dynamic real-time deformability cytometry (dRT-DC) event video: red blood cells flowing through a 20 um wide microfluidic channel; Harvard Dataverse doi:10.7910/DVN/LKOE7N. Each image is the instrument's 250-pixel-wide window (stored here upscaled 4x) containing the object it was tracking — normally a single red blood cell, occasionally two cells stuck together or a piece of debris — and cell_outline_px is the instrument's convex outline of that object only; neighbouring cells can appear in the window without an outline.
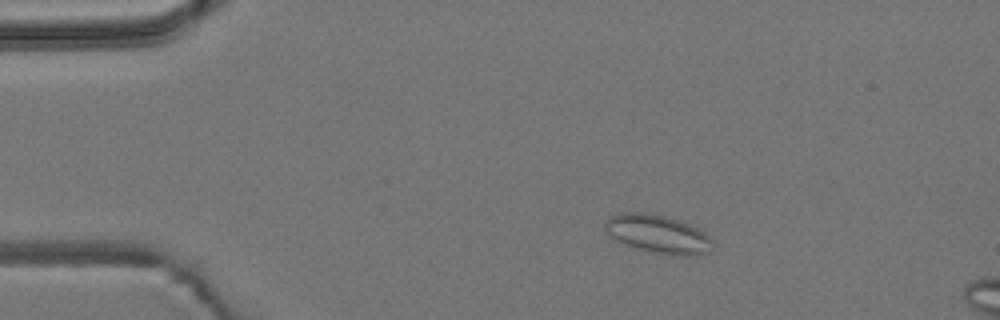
{"species": "common noctule bat (a hibernating species)", "species_latin": "Nyctalus noctula", "temperature_condition": "room temperature", "stored_images_in_passage": 47, "camera_frame_rate_fps": 3000, "um_per_image_px": 0.085, "animal": {"sex": "male", "body_mass_g": 19.2, "forearm_length_mm": 51.8}, "frame": {"image": 1, "passage_image": 3, "time_ms": 0.667, "image_size_px": [1000, 320], "cell_outline_px": [[716, 244], [712, 252], [696, 256], [672, 256], [632, 248], [616, 240], [604, 228], [604, 220], [608, 216], [616, 212], [644, 212], [664, 216], [680, 220], [704, 232]], "centroid_in_image_um": [55.94, 19.91], "position_along_channel_um": 29.1, "area_um2": 24.74}}
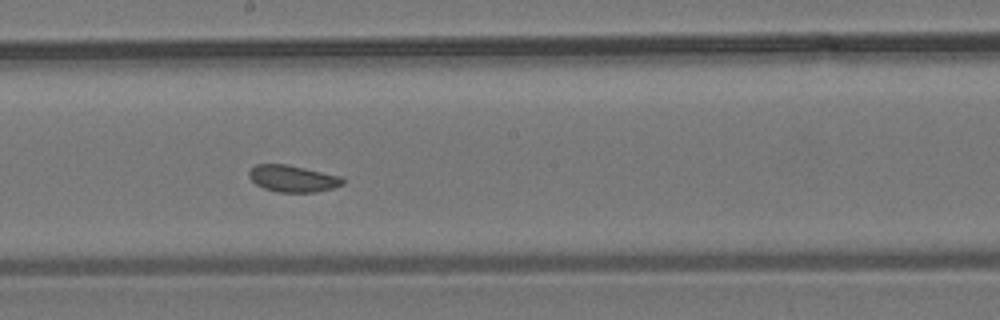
{"frame": {"image": 2, "passage_image": 23, "time_ms": 7.333, "image_size_px": [1000, 320], "cell_outline_px": [[344, 184], [332, 188], [316, 192], [280, 192], [264, 188], [256, 184], [248, 176], [248, 172], [256, 164], [288, 164], [344, 176]], "centroid_in_image_um": [24.93, 15.17], "position_along_channel_um": 223.3, "area_um2": 14.74}}
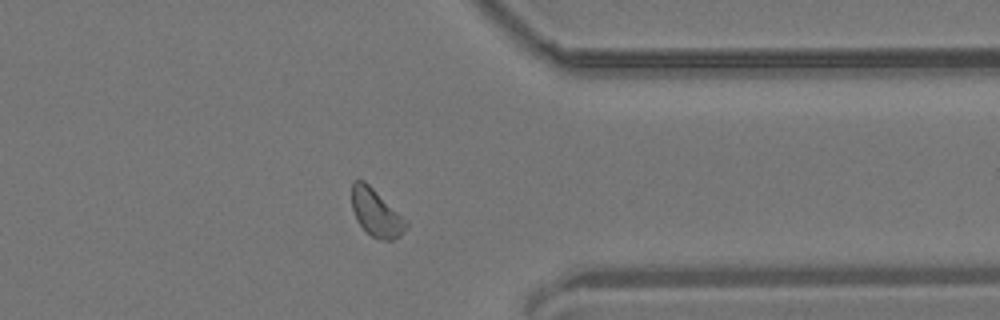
{"frame": {"image": 3, "passage_image": 36, "time_ms": 11.667, "image_size_px": [1000, 320], "cell_outline_px": [[408, 228], [400, 236], [392, 240], [380, 240], [372, 236], [356, 220], [352, 208], [352, 180], [364, 180], [408, 220]], "centroid_in_image_um": [32.0, 18.09], "position_along_channel_um": 379.4, "area_um2": 15.09}, "authors_computed_cell_mechanics": {"area_um2": 15.0858, "velocity_mm_per_s": 3.7985, "shape_relaxation_time_tau1_ms": null, "shape_relaxation_time_tau2_ms": 1.3602, "deformation_change_tau1": null, "deformation_change_tau2": 0.0676}}